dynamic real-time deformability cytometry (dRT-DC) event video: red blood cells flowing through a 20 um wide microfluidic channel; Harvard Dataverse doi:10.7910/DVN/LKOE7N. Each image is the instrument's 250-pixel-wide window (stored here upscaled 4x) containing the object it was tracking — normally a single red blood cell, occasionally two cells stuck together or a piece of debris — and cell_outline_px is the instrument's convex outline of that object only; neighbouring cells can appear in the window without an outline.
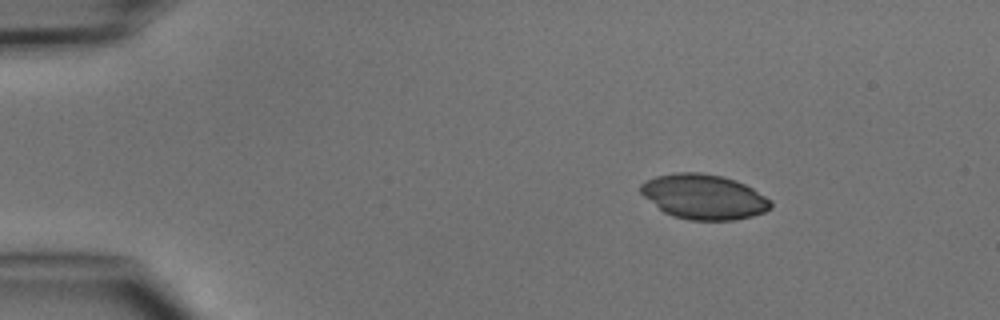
{"species": "common noctule bat (a hibernating species)", "species_latin": "Nyctalus noctula", "temperature_condition": "cold", "stored_images_in_passage": 3, "camera_frame_rate_fps": 3000, "um_per_image_px": 0.085, "animal": {"sex": "male", "body_mass_g": 15.6}, "frame": {"image": 1, "passage_image": 1, "time_ms": 0.0, "image_size_px": [1000, 320], "cell_outline_px": [[772, 208], [764, 212], [752, 216], [732, 220], [688, 220], [672, 216], [664, 212], [644, 196], [640, 192], [640, 184], [644, 180], [656, 176], [672, 172], [700, 172], [720, 176], [736, 180], [752, 188], [772, 200]], "centroid_in_image_um": [59.82, 16.72], "position_along_channel_um": 25.2, "area_um2": 34.16}}